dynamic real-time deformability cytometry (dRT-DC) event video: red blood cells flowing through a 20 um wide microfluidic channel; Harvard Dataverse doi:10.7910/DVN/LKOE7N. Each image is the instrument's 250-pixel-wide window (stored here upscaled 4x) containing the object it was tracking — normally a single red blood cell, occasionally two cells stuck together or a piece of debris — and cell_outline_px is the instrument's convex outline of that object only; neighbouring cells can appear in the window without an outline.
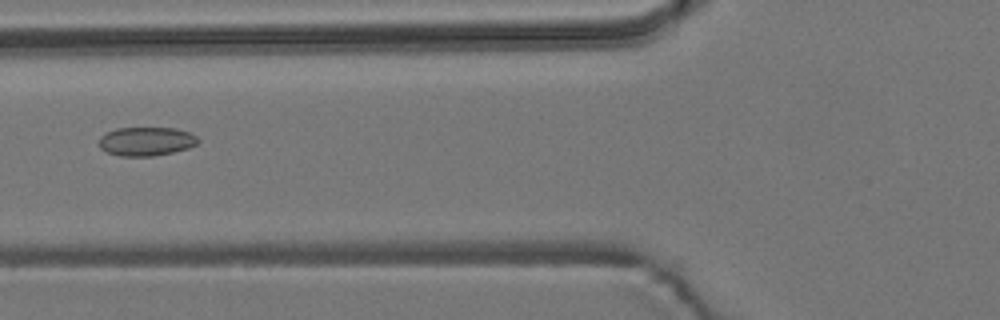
{"species": "common noctule bat (a hibernating species)", "species_latin": "Nyctalus noctula", "temperature_condition": "room temperature", "stored_images_in_passage": 8, "camera_frame_rate_fps": 3000, "um_per_image_px": 0.085, "animal": {"sex": "male", "body_mass_g": 19.2, "forearm_length_mm": 51.8}, "frame": {"image": 1, "passage_image": 7, "time_ms": 7.0, "image_size_px": [1000, 320], "cell_outline_px": [[200, 140], [196, 144], [188, 148], [172, 152], [152, 156], [120, 156], [108, 152], [100, 148], [100, 136], [116, 128], [176, 128], [188, 132], [196, 136]], "centroid_in_image_um": [12.44, 12.01], "position_along_channel_um": 113.4, "area_um2": 16.47}}
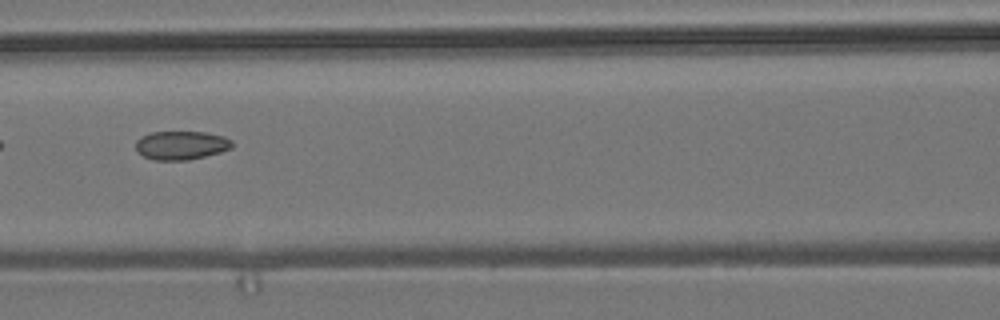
{"frame": {"image": 2, "passage_image": 8, "time_ms": 8.0, "image_size_px": [1000, 320], "cell_outline_px": [[232, 148], [220, 152], [188, 160], [156, 160], [144, 156], [136, 152], [136, 140], [140, 136], [152, 132], [204, 132], [224, 136], [232, 140]], "centroid_in_image_um": [15.38, 12.34], "position_along_channel_um": 151.2, "area_um2": 16.13}}